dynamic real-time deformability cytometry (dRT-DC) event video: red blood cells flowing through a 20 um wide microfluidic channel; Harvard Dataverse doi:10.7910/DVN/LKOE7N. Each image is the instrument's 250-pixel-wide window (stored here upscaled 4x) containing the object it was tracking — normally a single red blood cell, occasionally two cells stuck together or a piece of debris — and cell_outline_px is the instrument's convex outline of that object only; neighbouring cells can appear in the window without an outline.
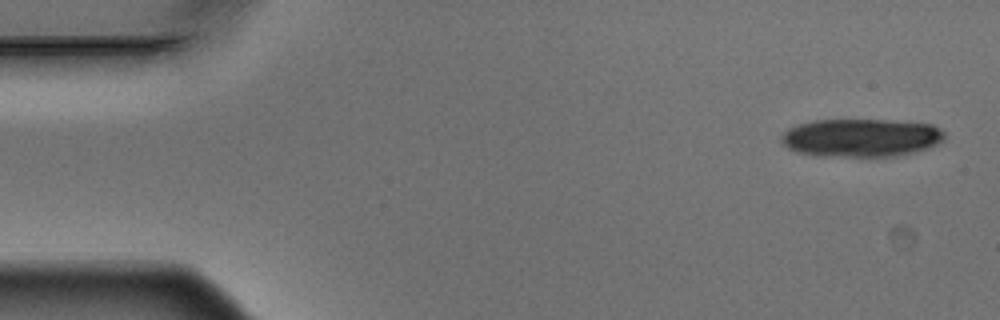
{"species": "Egyptian fruit bat (a non-hibernating species)", "species_latin": "Rousettus aegyptiacus", "temperature_condition": "warm", "stored_images_in_passage": 4, "camera_frame_rate_fps": 3000, "um_per_image_px": 0.085, "animal": {"sex": "male"}, "frame": {"image": 1, "passage_image": 1, "time_ms": 0.0, "image_size_px": [1000, 320], "cell_outline_px": [[944, 140], [928, 148], [916, 152], [896, 156], [816, 156], [796, 152], [788, 148], [780, 140], [784, 132], [788, 128], [812, 120], [884, 120], [932, 124], [940, 128], [944, 132]], "centroid_in_image_um": [73.19, 11.71], "position_along_channel_um": 11.8, "area_um2": 36.36}}